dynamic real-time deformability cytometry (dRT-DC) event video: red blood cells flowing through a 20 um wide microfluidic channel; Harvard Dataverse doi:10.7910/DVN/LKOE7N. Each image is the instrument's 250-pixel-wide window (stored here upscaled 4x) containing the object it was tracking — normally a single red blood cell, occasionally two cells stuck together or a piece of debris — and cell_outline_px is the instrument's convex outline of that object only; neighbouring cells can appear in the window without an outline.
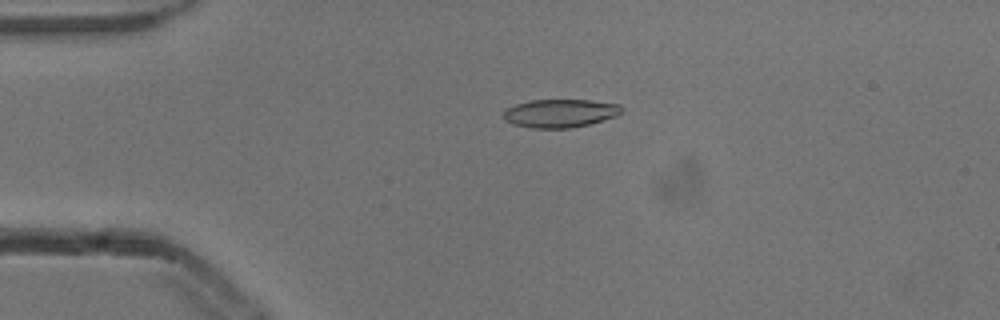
{"species": "common noctule bat (a hibernating species)", "species_latin": "Nyctalus noctula", "temperature_condition": "cold", "stored_images_in_passage": 4, "camera_frame_rate_fps": 3000, "um_per_image_px": 0.085, "animal": {"sex": "male", "body_mass_g": 13.3}, "frame": {"image": 1, "passage_image": 3, "time_ms": 0.667, "image_size_px": [1000, 320], "cell_outline_px": [[624, 108], [616, 116], [588, 124], [568, 128], [532, 128], [512, 124], [504, 120], [504, 112], [508, 108], [516, 104], [532, 100], [588, 100], [620, 104]], "centroid_in_image_um": [47.61, 9.62], "position_along_channel_um": 37.4, "area_um2": 19.31}}